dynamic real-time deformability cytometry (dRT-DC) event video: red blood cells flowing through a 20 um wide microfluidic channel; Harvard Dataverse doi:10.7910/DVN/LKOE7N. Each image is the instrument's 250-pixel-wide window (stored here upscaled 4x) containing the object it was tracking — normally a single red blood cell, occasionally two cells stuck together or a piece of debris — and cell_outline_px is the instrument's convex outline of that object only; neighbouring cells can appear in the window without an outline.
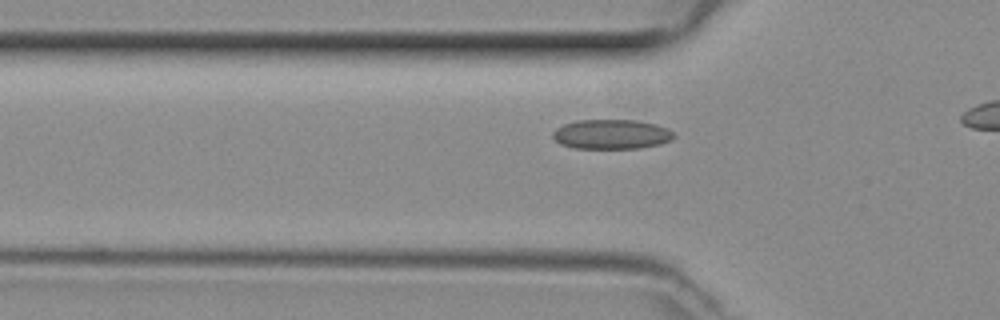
{"species": "common noctule bat (a hibernating species)", "species_latin": "Nyctalus noctula", "temperature_condition": "room temperature", "stored_images_in_passage": 23, "camera_frame_rate_fps": 3000, "um_per_image_px": 0.085, "animal": {"sex": "female", "body_mass_g": 29.2, "forearm_length_mm": 56.3}, "frame": {"image": 1, "passage_image": 11, "time_ms": 3.333, "image_size_px": [1000, 320], "cell_outline_px": [[676, 136], [672, 140], [660, 144], [640, 148], [572, 148], [560, 144], [552, 136], [552, 132], [556, 128], [564, 124], [576, 120], [636, 120], [656, 124], [668, 128]], "centroid_in_image_um": [51.98, 11.41], "position_along_channel_um": 73.8, "area_um2": 21.04}}
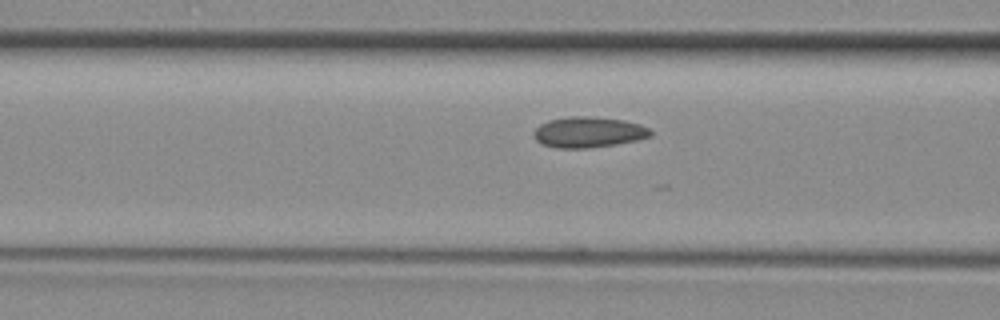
{"frame": {"image": 2, "passage_image": 14, "time_ms": 4.333, "image_size_px": [1000, 320], "cell_outline_px": [[652, 136], [636, 140], [616, 144], [588, 148], [556, 148], [540, 144], [532, 136], [532, 132], [540, 124], [548, 120], [568, 116], [592, 116], [624, 120], [640, 124], [648, 128], [652, 132]], "centroid_in_image_um": [49.98, 11.23], "position_along_channel_um": 116.6, "area_um2": 21.15}}
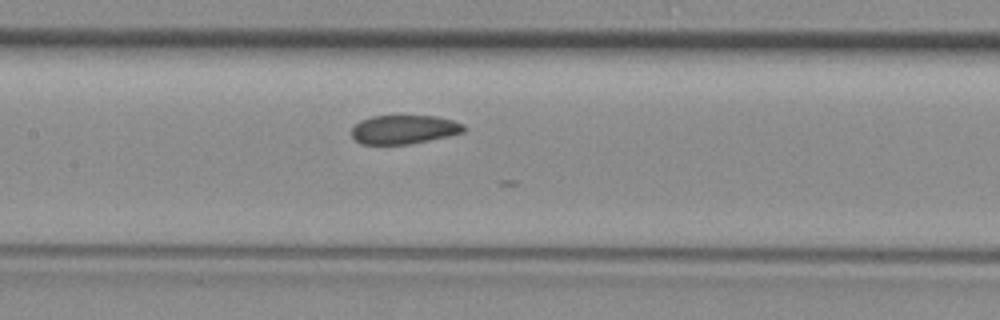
{"frame": {"image": 3, "passage_image": 18, "time_ms": 5.667, "image_size_px": [1000, 320], "cell_outline_px": [[468, 128], [464, 132], [448, 136], [408, 144], [360, 144], [352, 136], [352, 124], [360, 120], [372, 116], [436, 116], [452, 120], [464, 124]], "centroid_in_image_um": [34.33, 11.0], "position_along_channel_um": 173.1, "area_um2": 18.96}}